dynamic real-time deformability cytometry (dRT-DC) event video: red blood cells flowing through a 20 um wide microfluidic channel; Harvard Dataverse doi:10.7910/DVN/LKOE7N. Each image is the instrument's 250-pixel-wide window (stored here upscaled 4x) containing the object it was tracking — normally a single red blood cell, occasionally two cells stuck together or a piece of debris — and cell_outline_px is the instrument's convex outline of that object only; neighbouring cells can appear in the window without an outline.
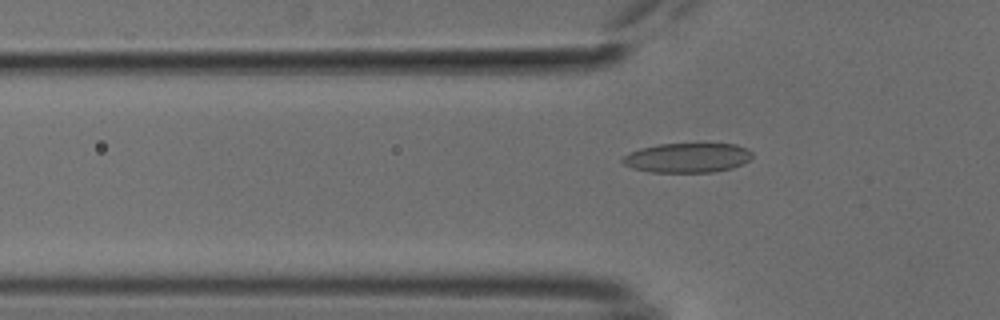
{"species": "common noctule bat (a hibernating species)", "species_latin": "Nyctalus noctula", "temperature_condition": "cold", "stored_images_in_passage": 47, "camera_frame_rate_fps": 3000, "um_per_image_px": 0.085, "animal": {"sex": "male", "body_mass_g": 18.8}, "frame": {"image": 1, "passage_image": 21, "time_ms": 6.667, "image_size_px": [1000, 320], "cell_outline_px": [[752, 156], [748, 160], [732, 168], [712, 172], [652, 172], [632, 168], [624, 164], [620, 160], [624, 156], [640, 148], [660, 144], [736, 144], [752, 152]], "centroid_in_image_um": [58.4, 13.41], "position_along_channel_um": 67.4, "area_um2": 22.08}}
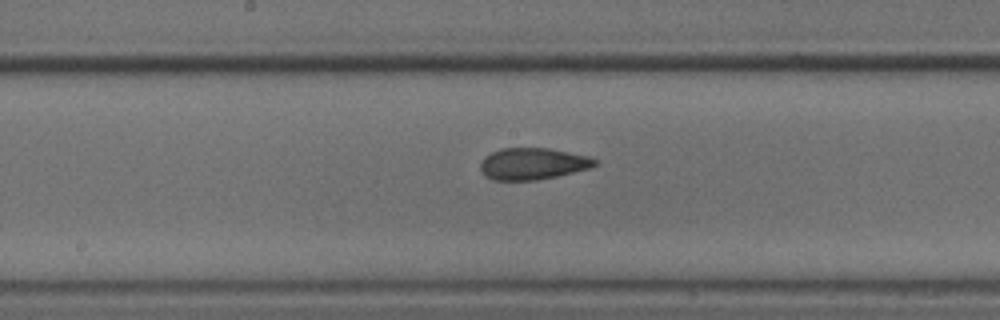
{"frame": {"image": 2, "passage_image": 34, "time_ms": 11.0, "image_size_px": [1000, 320], "cell_outline_px": [[596, 164], [588, 168], [556, 176], [532, 180], [496, 180], [488, 176], [480, 168], [480, 164], [484, 156], [500, 148], [548, 148], [592, 156], [596, 160]], "centroid_in_image_um": [45.29, 13.89], "position_along_channel_um": 202.9, "area_um2": 20.87}}
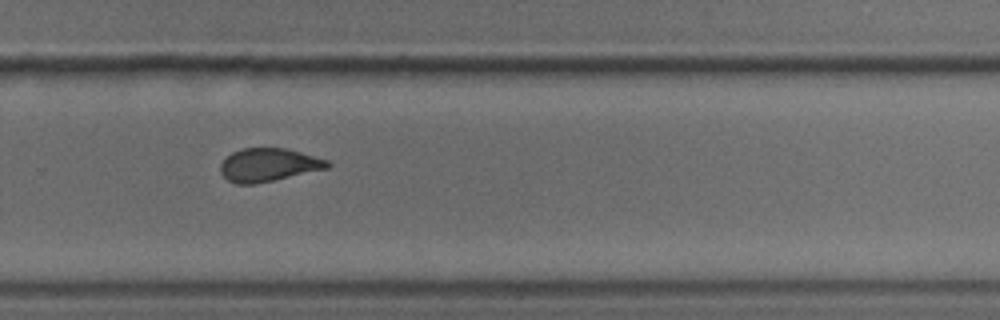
{"frame": {"image": 3, "passage_image": 44, "time_ms": 14.333, "image_size_px": [1000, 320], "cell_outline_px": [[332, 164], [328, 168], [272, 180], [252, 184], [236, 184], [228, 180], [220, 172], [220, 164], [232, 152], [240, 148], [284, 148], [300, 152], [328, 160]], "centroid_in_image_um": [22.81, 14.01], "position_along_channel_um": 307.0, "area_um2": 20.46}}